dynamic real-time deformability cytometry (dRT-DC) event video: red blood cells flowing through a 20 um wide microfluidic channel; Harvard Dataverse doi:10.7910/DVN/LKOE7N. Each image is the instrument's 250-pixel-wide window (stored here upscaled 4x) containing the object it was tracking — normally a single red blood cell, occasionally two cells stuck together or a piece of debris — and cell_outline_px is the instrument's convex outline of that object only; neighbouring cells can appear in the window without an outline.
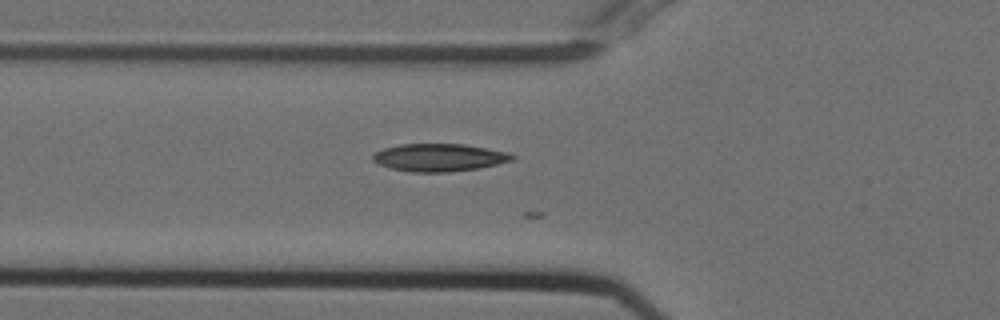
{"species": "Egyptian fruit bat (a non-hibernating species)", "species_latin": "Rousettus aegyptiacus", "temperature_condition": "cold", "stored_images_in_passage": 10, "camera_frame_rate_fps": 3000, "um_per_image_px": 0.085, "animal": {"sex": "female"}, "frame": {"image": 1, "passage_image": 5, "time_ms": 1.333, "image_size_px": [1000, 320], "cell_outline_px": [[516, 156], [512, 160], [480, 168], [452, 172], [412, 172], [388, 168], [372, 160], [372, 156], [376, 152], [384, 148], [400, 144], [464, 144], [508, 152]], "centroid_in_image_um": [37.32, 13.39], "position_along_channel_um": 88.5, "area_um2": 22.48}}